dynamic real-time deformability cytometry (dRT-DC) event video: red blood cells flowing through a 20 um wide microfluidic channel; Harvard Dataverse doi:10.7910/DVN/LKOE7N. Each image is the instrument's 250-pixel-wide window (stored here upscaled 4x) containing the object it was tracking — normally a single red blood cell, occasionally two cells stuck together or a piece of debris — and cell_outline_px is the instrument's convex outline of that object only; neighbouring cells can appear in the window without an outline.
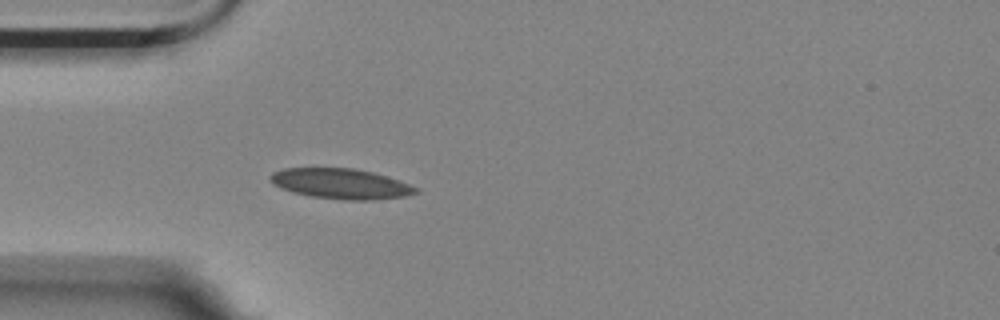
{"species": "Egyptian fruit bat (a non-hibernating species)", "species_latin": "Rousettus aegyptiacus", "temperature_condition": "room temperature", "stored_images_in_passage": 3, "camera_frame_rate_fps": 3000, "um_per_image_px": 0.085, "animal": {"sex": "female"}, "frame": {"image": 1, "passage_image": 3, "time_ms": 0.667, "image_size_px": [1000, 320], "cell_outline_px": [[420, 192], [404, 196], [372, 200], [344, 200], [312, 196], [292, 192], [280, 188], [268, 180], [268, 176], [272, 172], [284, 168], [352, 168], [372, 172], [420, 188]], "centroid_in_image_um": [28.92, 15.62], "position_along_channel_um": 56.1, "area_um2": 25.61}}